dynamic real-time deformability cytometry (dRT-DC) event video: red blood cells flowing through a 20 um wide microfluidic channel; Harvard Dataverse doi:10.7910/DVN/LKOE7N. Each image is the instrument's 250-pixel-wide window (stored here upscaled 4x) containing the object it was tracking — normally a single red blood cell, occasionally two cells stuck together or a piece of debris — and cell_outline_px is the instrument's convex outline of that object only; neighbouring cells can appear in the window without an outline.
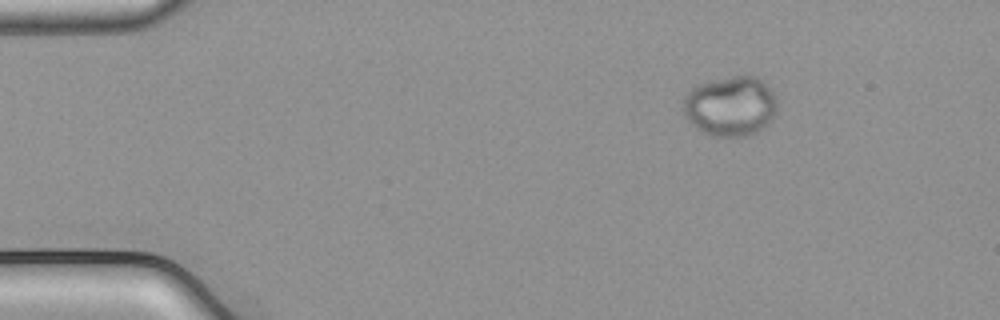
{"species": "common noctule bat (a hibernating species)", "species_latin": "Nyctalus noctula", "temperature_condition": "cold", "stored_images_in_passage": 48, "segment_of_instrument_passage": [1, 2], "camera_frame_rate_fps": 3000, "um_per_image_px": 0.085, "animal": {"sex": "male", "body_mass_g": 21.5, "forearm_length_mm": 52.0}, "frame": {"image": 1, "passage_image": 1, "time_ms": 0.0, "image_size_px": [1000, 320], "cell_outline_px": [[776, 112], [756, 132], [748, 136], [712, 136], [704, 132], [692, 124], [688, 120], [684, 112], [684, 96], [692, 88], [700, 84], [732, 76], [756, 76], [776, 96]], "centroid_in_image_um": [62.07, 9.02], "position_along_channel_um": 22.9, "area_um2": 32.08}}